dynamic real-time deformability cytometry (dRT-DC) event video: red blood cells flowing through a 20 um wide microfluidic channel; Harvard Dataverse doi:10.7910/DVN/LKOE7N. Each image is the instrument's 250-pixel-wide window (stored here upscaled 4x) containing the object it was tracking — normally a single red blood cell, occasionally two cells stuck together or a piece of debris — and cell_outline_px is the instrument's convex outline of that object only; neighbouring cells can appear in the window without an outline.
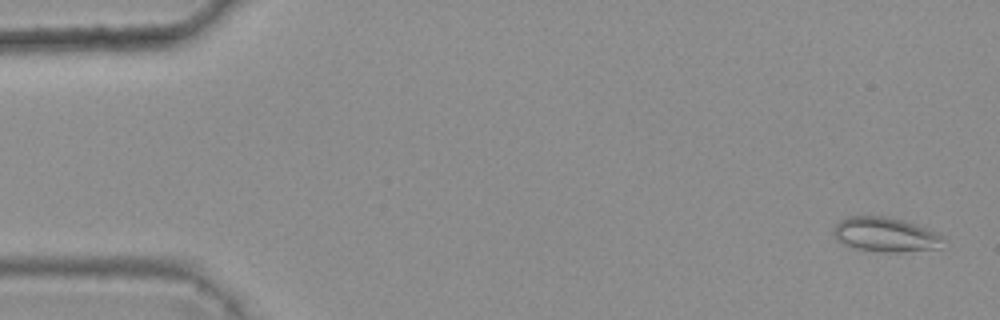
{"species": "common noctule bat (a hibernating species)", "species_latin": "Nyctalus noctula", "temperature_condition": "warm", "stored_images_in_passage": 5, "camera_frame_rate_fps": 3000, "um_per_image_px": 0.085, "animal": {"sex": "female", "body_mass_g": 25.1}, "frame": {"image": 1, "passage_image": 1, "time_ms": 0.0, "image_size_px": [1000, 320], "cell_outline_px": [[944, 236], [940, 248], [900, 252], [884, 252], [856, 248], [844, 244], [836, 240], [832, 232], [836, 224], [840, 220], [848, 216], [888, 216], [904, 220], [940, 232]], "centroid_in_image_um": [75.28, 19.93], "position_along_channel_um": 9.7, "area_um2": 22.31}}
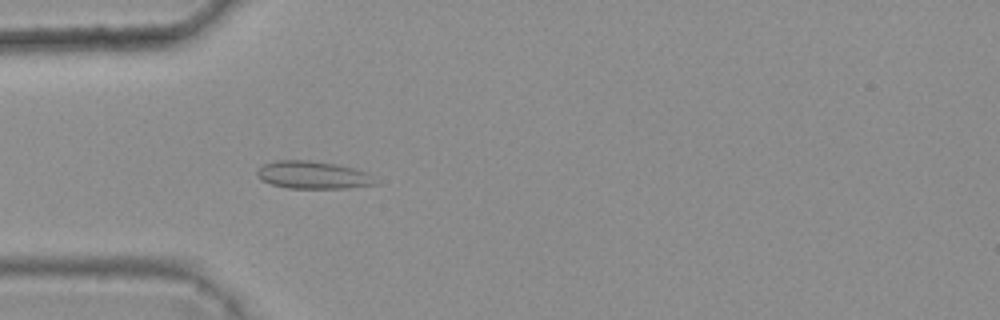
{"frame": {"image": 2, "passage_image": 5, "time_ms": 1.333, "image_size_px": [1000, 320], "cell_outline_px": [[380, 184], [348, 188], [288, 188], [272, 184], [260, 180], [256, 176], [256, 172], [264, 164], [276, 160], [312, 160], [336, 164], [352, 168], [364, 172]], "centroid_in_image_um": [26.56, 14.88], "position_along_channel_um": 58.4, "area_um2": 18.96}}